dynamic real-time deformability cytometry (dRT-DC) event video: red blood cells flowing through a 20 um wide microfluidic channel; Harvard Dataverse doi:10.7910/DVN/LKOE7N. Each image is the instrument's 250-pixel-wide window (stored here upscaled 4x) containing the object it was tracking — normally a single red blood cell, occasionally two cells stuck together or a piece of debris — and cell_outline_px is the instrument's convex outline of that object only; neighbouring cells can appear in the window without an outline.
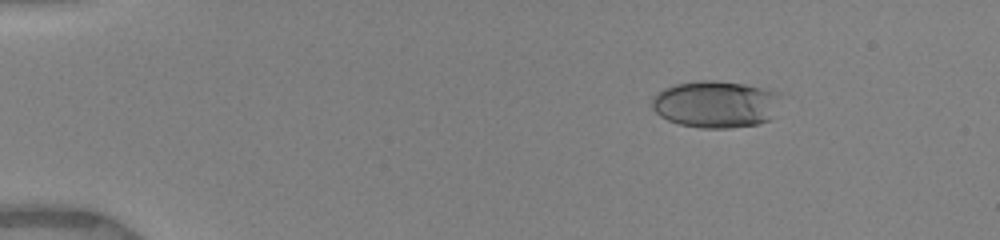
{"species": "human", "species_latin": "Homo sapiens", "temperature_condition": "warm", "stored_images_in_passage": 7, "camera_frame_rate_fps": 3000, "um_per_image_px": 0.085, "donor": {"sex": "female"}, "frame": {"image": 1, "passage_image": 3, "time_ms": 2.0, "image_size_px": [1000, 240], "cell_outline_px": [[780, 92], [768, 120], [756, 124], [728, 128], [700, 128], [680, 124], [668, 120], [660, 116], [652, 108], [652, 96], [664, 88], [676, 84], [700, 80], [716, 80], [744, 84]], "centroid_in_image_um": [60.75, 8.85], "position_along_channel_um": 24.3, "area_um2": 34.85}}